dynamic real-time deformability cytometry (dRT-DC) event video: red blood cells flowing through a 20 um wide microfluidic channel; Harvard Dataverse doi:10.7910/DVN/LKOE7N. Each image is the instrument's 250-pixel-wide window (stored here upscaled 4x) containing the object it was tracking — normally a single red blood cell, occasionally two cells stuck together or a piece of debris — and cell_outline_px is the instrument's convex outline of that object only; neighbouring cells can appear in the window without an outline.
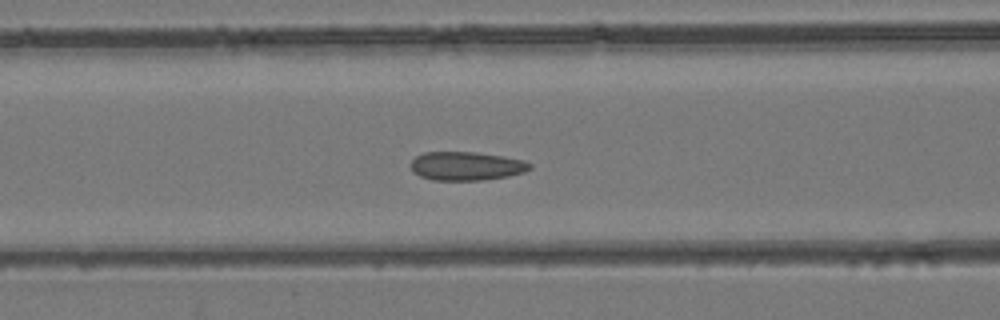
{"species": "common noctule bat (a hibernating species)", "species_latin": "Nyctalus noctula", "temperature_condition": "room temperature", "stored_images_in_passage": 47, "camera_frame_rate_fps": 3000, "um_per_image_px": 0.085, "animal": {"sex": "female", "body_mass_g": 24.6, "forearm_length_mm": 56.2}, "frame": {"image": 1, "passage_image": 19, "time_ms": 6.0, "image_size_px": [1000, 320], "cell_outline_px": [[532, 168], [524, 172], [508, 176], [484, 180], [432, 180], [420, 176], [412, 172], [412, 160], [416, 156], [424, 152], [476, 152], [524, 160], [532, 164]], "centroid_in_image_um": [39.64, 14.11], "position_along_channel_um": 127.0, "area_um2": 19.88}}
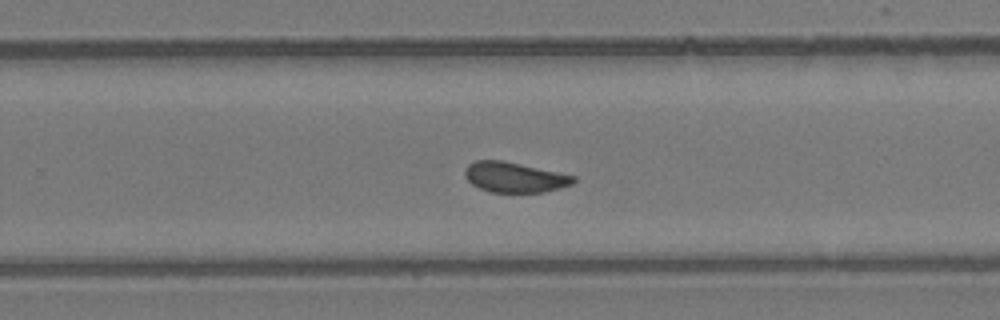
{"frame": {"image": 2, "passage_image": 30, "time_ms": 9.667, "image_size_px": [1000, 320], "cell_outline_px": [[576, 180], [572, 184], [560, 188], [544, 192], [492, 192], [480, 188], [472, 184], [464, 176], [464, 172], [468, 164], [476, 160], [504, 160], [576, 176]], "centroid_in_image_um": [43.73, 15.06], "position_along_channel_um": 286.1, "area_um2": 19.13}}
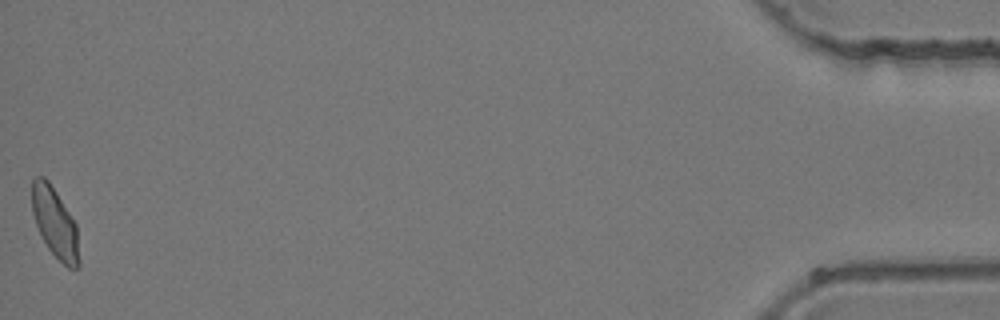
{"frame": {"image": 3, "passage_image": 47, "time_ms": 15.333, "image_size_px": [1000, 320], "cell_outline_px": [[80, 268], [68, 268], [48, 248], [36, 224], [32, 212], [32, 180], [36, 176], [44, 176], [48, 180], [56, 192], [76, 224], [80, 260]], "centroid_in_image_um": [4.68, 18.94], "position_along_channel_um": 430.5, "area_um2": 19.02}}